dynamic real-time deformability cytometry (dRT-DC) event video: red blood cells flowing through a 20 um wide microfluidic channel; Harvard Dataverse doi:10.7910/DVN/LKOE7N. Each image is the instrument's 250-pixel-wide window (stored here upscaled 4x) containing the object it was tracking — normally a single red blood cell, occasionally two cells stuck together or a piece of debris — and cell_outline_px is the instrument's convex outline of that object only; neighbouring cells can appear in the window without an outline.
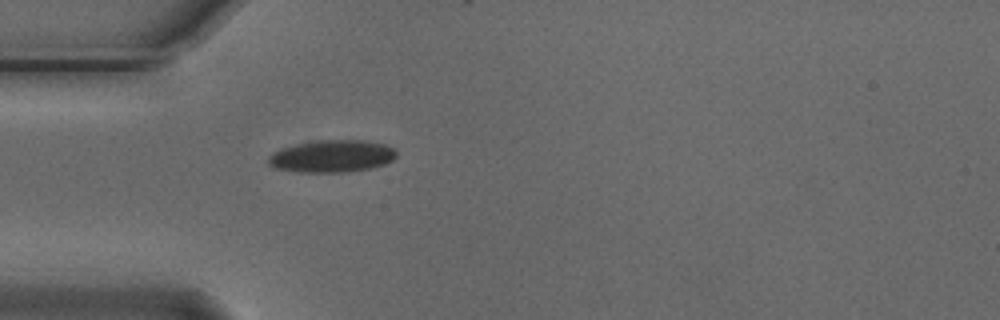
{"species": "Egyptian fruit bat (a non-hibernating species)", "species_latin": "Rousettus aegyptiacus", "temperature_condition": "cold", "stored_images_in_passage": 2, "camera_frame_rate_fps": 3000, "um_per_image_px": 0.085, "animal": {"sex": "male"}, "frame": {"image": 1, "passage_image": 2, "time_ms": 0.333, "image_size_px": [1000, 320], "cell_outline_px": [[396, 156], [392, 160], [384, 164], [368, 168], [348, 172], [296, 172], [272, 168], [268, 164], [268, 156], [272, 152], [280, 148], [296, 144], [320, 140], [364, 140], [384, 144], [396, 148]], "centroid_in_image_um": [28.17, 13.28], "position_along_channel_um": 56.8, "area_um2": 24.28}}